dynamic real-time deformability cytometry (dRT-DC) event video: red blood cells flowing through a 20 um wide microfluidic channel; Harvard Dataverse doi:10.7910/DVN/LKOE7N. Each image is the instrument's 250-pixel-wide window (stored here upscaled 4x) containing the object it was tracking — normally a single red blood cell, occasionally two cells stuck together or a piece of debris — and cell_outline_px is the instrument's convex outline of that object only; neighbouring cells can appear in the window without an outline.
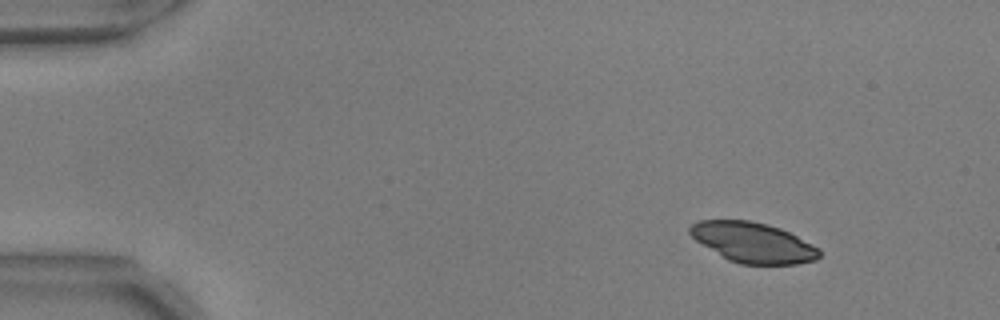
{"species": "common noctule bat (a hibernating species)", "species_latin": "Nyctalus noctula", "temperature_condition": "warm", "stored_images_in_passage": 49, "camera_frame_rate_fps": 3000, "um_per_image_px": 0.085, "animal": {"sex": "male", "body_mass_g": 17.9, "forearm_length_mm": 54.2}, "frame": {"image": 1, "passage_image": 1, "time_ms": 0.0, "image_size_px": [1000, 320], "cell_outline_px": [[820, 256], [816, 260], [796, 264], [740, 264], [728, 260], [696, 240], [688, 232], [688, 228], [692, 224], [700, 220], [748, 220], [768, 224], [780, 228], [820, 248]], "centroid_in_image_um": [64.01, 20.61], "position_along_channel_um": 21.0, "area_um2": 30.17}}